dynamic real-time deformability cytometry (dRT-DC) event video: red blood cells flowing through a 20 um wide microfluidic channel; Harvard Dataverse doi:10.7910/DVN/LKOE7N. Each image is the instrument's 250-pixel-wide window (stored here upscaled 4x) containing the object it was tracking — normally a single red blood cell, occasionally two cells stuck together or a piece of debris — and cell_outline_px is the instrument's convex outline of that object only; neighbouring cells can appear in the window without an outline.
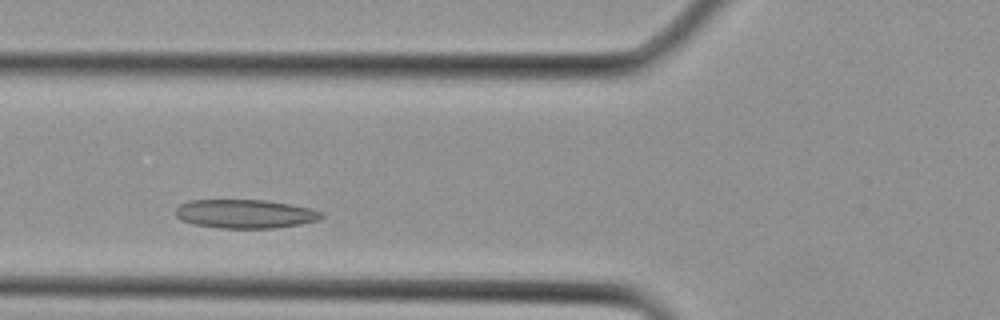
{"species": "Egyptian fruit bat (a non-hibernating species)", "species_latin": "Rousettus aegyptiacus", "temperature_condition": "cold", "stored_images_in_passage": 23, "segment_of_instrument_passage": [1, 2], "camera_frame_rate_fps": 3000, "um_per_image_px": 0.085, "animal": {"sex": "female"}, "frame": {"image": 1, "passage_image": 3, "time_ms": 0.667, "image_size_px": [1000, 320], "cell_outline_px": [[324, 216], [320, 220], [300, 224], [276, 228], [220, 228], [192, 224], [180, 220], [176, 216], [176, 208], [180, 204], [188, 200], [264, 200], [292, 204], [324, 212]], "centroid_in_image_um": [20.84, 18.18], "position_along_channel_um": 105.0, "area_um2": 24.68}}
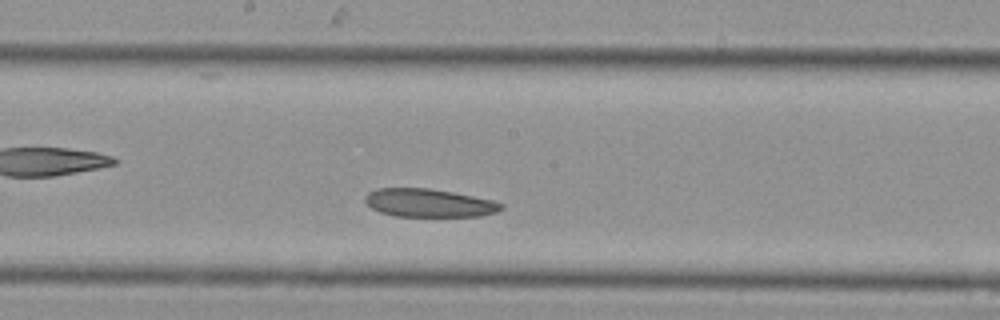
{"frame": {"image": 2, "passage_image": 8, "time_ms": 2.333, "image_size_px": [1000, 320], "cell_outline_px": [[504, 208], [496, 212], [480, 216], [396, 216], [380, 212], [372, 208], [364, 200], [364, 196], [368, 192], [376, 188], [428, 188], [452, 192], [492, 200], [504, 204]], "centroid_in_image_um": [36.45, 17.25], "position_along_channel_um": 211.8, "area_um2": 22.31}}
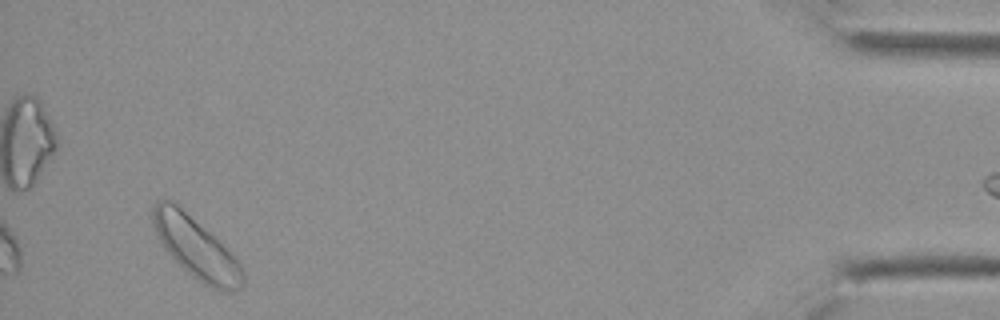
{"frame": {"image": 3, "passage_image": 21, "time_ms": 6.667, "image_size_px": [1000, 320], "cell_outline_px": [[244, 288], [212, 288], [204, 284], [192, 276], [164, 248], [152, 224], [152, 208], [156, 200], [172, 200], [208, 232], [244, 268]], "centroid_in_image_um": [16.61, 21.04], "position_along_channel_um": 418.6, "area_um2": 30.63}}